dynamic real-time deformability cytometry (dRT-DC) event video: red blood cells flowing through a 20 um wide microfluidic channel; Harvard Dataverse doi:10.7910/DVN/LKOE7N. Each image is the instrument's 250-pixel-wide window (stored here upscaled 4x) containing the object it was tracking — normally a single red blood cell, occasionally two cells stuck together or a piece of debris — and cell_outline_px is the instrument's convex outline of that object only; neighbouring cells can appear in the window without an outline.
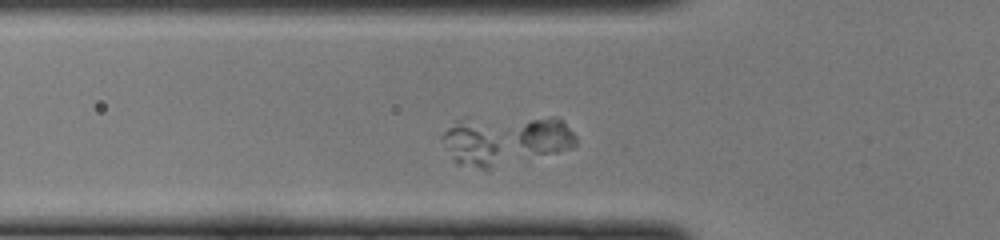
{"species": "common noctule bat (a hibernating species)", "species_latin": "Nyctalus noctula", "temperature_condition": "cold", "stored_images_in_passage": 37, "camera_frame_rate_fps": 3000, "um_per_image_px": 0.085, "animal": {"sex": "female", "body_mass_g": 22.0, "forearm_length_mm": 56.7}, "frame": {"image": 1, "passage_image": 4, "time_ms": 1.0, "image_size_px": [1000, 240], "cell_outline_px": [[576, 144], [572, 148], [556, 152], [536, 152], [520, 144], [520, 132], [532, 120], [556, 116], [576, 136]], "centroid_in_image_um": [46.53, 11.54], "position_along_channel_um": 79.3, "area_um2": 11.04}}
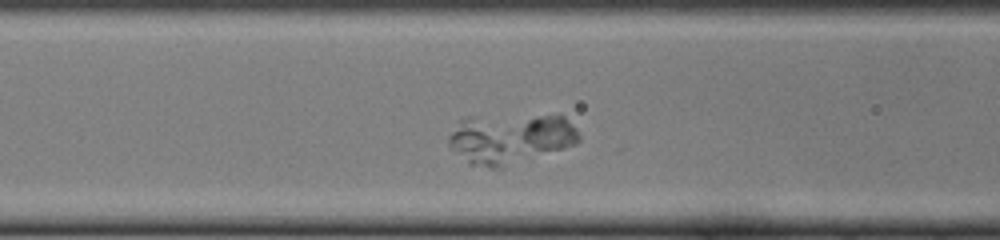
{"frame": {"image": 2, "passage_image": 7, "time_ms": 2.0, "image_size_px": [1000, 240], "cell_outline_px": [[504, 148], [500, 164], [496, 168], [492, 168], [468, 164], [448, 144], [448, 136], [460, 120], [468, 116], [472, 116], [500, 140], [504, 144]], "centroid_in_image_um": [40.47, 12.21], "position_along_channel_um": 126.1, "area_um2": 13.93}}